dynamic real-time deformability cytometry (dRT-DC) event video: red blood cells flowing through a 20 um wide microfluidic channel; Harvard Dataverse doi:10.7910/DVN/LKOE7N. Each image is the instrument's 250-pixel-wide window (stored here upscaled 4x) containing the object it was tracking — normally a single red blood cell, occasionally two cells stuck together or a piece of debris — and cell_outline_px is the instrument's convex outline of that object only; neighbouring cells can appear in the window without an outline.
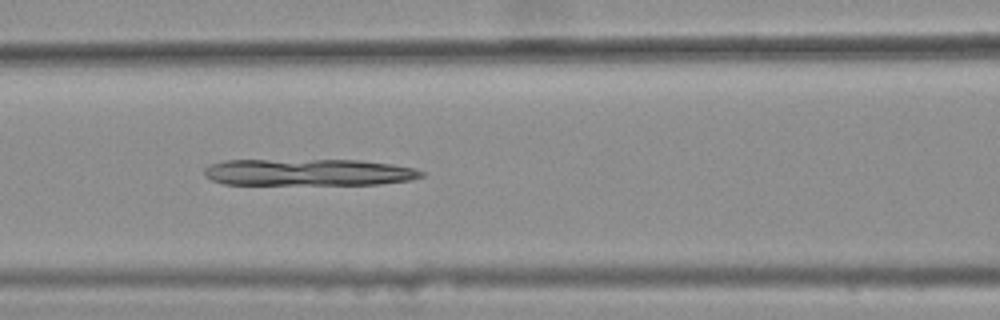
{"species": "common noctule bat (a hibernating species)", "species_latin": "Nyctalus noctula", "temperature_condition": "warm", "stored_images_in_passage": 47, "camera_frame_rate_fps": 3000, "um_per_image_px": 0.085, "animal": {"sex": "female", "body_mass_g": 25.1}, "frame": {"image": 1, "passage_image": 23, "time_ms": 7.333, "image_size_px": [1000, 320], "cell_outline_px": [[424, 176], [412, 180], [380, 184], [224, 184], [212, 180], [204, 176], [204, 168], [208, 164], [224, 160], [360, 160], [392, 164], [416, 168], [424, 172]], "centroid_in_image_um": [26.23, 14.64], "position_along_channel_um": 140.4, "area_um2": 34.16}}
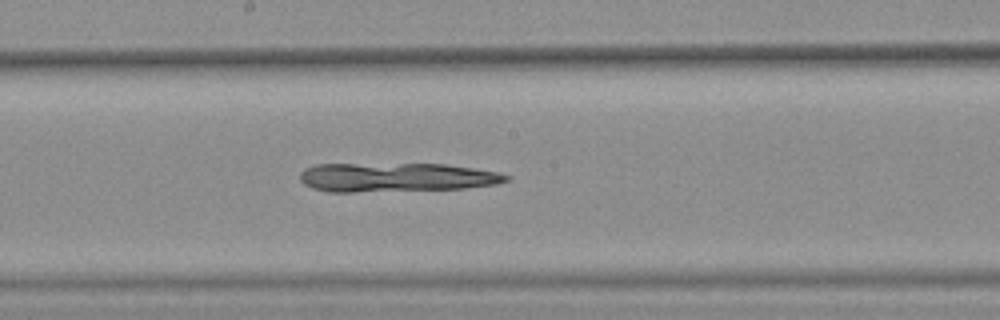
{"frame": {"image": 2, "passage_image": 29, "time_ms": 9.333, "image_size_px": [1000, 320], "cell_outline_px": [[512, 176], [508, 180], [496, 184], [464, 188], [352, 192], [328, 192], [312, 188], [304, 184], [300, 180], [300, 172], [304, 168], [316, 164], [444, 164], [472, 168], [496, 172]], "centroid_in_image_um": [33.62, 15.07], "position_along_channel_um": 214.6, "area_um2": 34.8}}
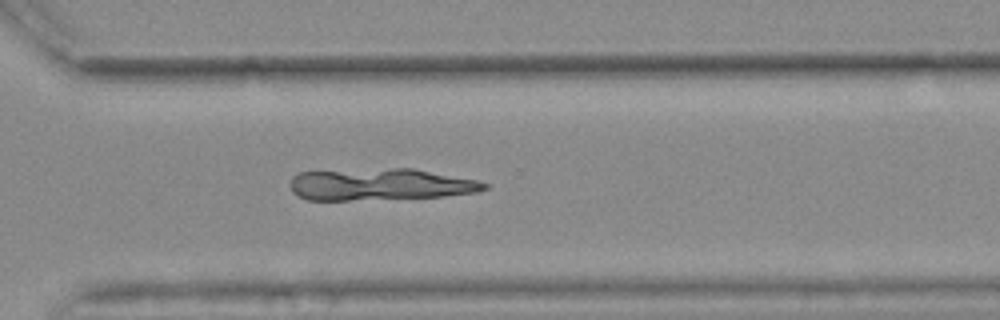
{"frame": {"image": 3, "passage_image": 39, "time_ms": 12.667, "image_size_px": [1000, 320], "cell_outline_px": [[488, 188], [476, 192], [444, 196], [348, 200], [308, 200], [296, 196], [292, 192], [292, 176], [300, 172], [392, 168], [412, 168], [476, 180], [488, 184]], "centroid_in_image_um": [32.3, 15.68], "position_along_channel_um": 338.3, "area_um2": 35.66}}